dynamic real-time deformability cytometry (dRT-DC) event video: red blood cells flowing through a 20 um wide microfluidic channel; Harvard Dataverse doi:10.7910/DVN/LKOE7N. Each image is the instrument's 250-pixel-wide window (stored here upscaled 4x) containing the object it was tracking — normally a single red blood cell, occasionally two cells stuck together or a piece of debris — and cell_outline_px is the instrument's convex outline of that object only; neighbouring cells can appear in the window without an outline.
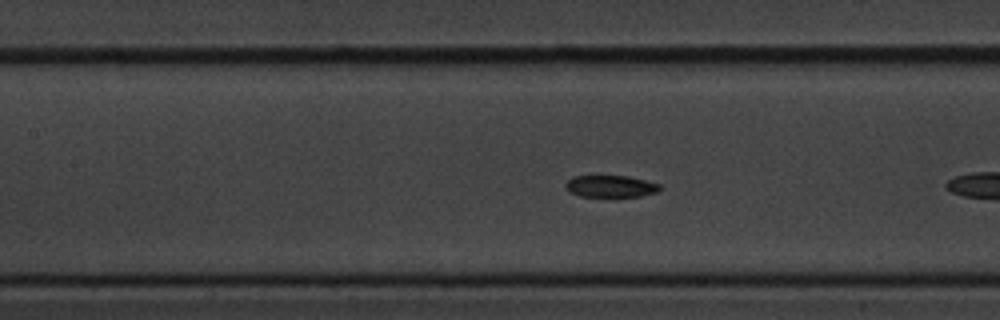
{"species": "common noctule bat (a hibernating species)", "species_latin": "Nyctalus noctula", "temperature_condition": "cold", "stored_images_in_passage": 15, "camera_frame_rate_fps": 3000, "um_per_image_px": 0.085, "animal": {"sex": "male", "body_mass_g": 20.1, "forearm_length_mm": 53.5}, "frame": {"image": 1, "passage_image": 11, "time_ms": 3.333, "image_size_px": [1000, 320], "cell_outline_px": [[660, 192], [640, 196], [616, 200], [580, 196], [568, 192], [564, 188], [564, 184], [572, 176], [628, 176], [660, 184]], "centroid_in_image_um": [51.88, 15.9], "position_along_channel_um": 155.5, "area_um2": 12.95}}